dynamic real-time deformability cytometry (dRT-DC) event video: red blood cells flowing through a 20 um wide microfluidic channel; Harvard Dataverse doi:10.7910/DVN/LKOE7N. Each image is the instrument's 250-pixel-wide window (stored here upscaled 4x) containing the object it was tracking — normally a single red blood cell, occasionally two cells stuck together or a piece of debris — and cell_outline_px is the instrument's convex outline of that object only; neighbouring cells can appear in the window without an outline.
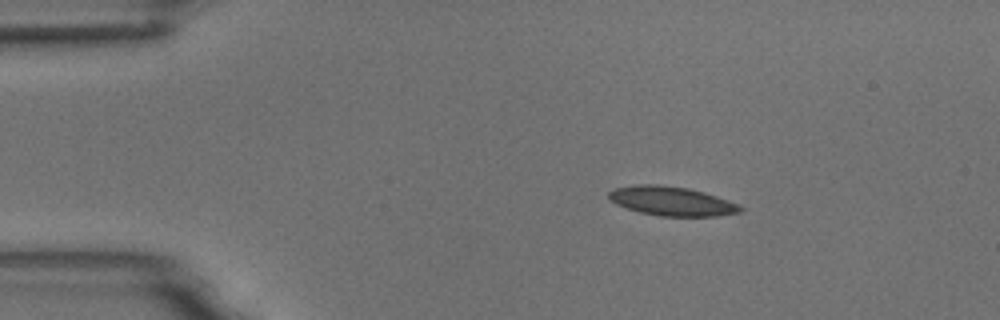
{"species": "common noctule bat (a hibernating species)", "species_latin": "Nyctalus noctula", "temperature_condition": "room temperature", "stored_images_in_passage": 3, "camera_frame_rate_fps": 3000, "um_per_image_px": 0.085, "animal": {"sex": "male", "body_mass_g": 18.8}, "frame": {"image": 1, "passage_image": 1, "time_ms": 0.0, "image_size_px": [1000, 320], "cell_outline_px": [[744, 208], [740, 212], [716, 216], [660, 216], [640, 212], [616, 204], [608, 200], [608, 192], [616, 188], [640, 184], [656, 184], [688, 188], [704, 192], [740, 204]], "centroid_in_image_um": [57.1, 17.09], "position_along_channel_um": 27.9, "area_um2": 22.31}}
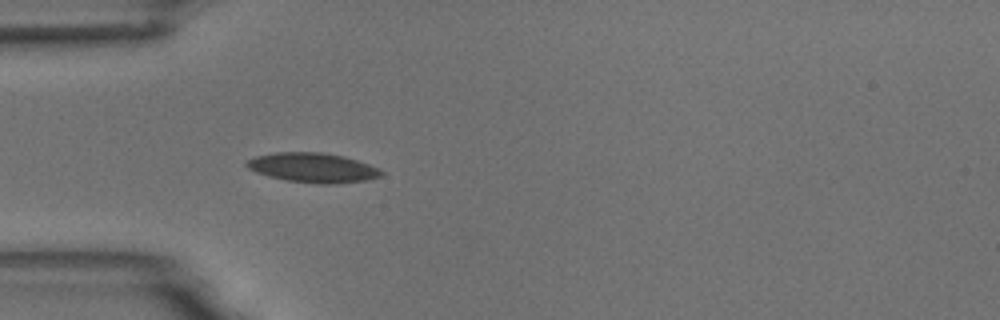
{"frame": {"image": 2, "passage_image": 3, "time_ms": 2.333, "image_size_px": [1000, 320], "cell_outline_px": [[384, 172], [380, 176], [368, 180], [336, 184], [320, 184], [288, 180], [268, 176], [256, 172], [248, 168], [244, 164], [248, 160], [256, 156], [276, 152], [324, 152], [344, 156], [368, 164]], "centroid_in_image_um": [26.59, 14.25], "position_along_channel_um": 58.4, "area_um2": 23.12}}